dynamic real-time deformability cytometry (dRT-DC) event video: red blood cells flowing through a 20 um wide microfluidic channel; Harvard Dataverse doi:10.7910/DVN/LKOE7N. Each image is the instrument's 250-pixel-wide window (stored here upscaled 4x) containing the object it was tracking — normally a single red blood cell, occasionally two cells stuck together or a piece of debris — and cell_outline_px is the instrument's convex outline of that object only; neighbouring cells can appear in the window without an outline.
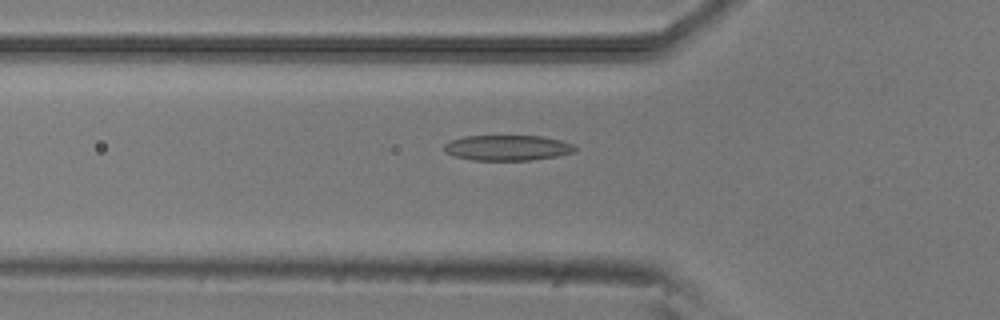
{"species": "common noctule bat (a hibernating species)", "species_latin": "Nyctalus noctula", "temperature_condition": "room temperature", "stored_images_in_passage": 53, "camera_frame_rate_fps": 3000, "um_per_image_px": 0.085, "animal": {"sex": "male", "body_mass_g": 20.5, "forearm_length_mm": 52.5}, "frame": {"image": 1, "passage_image": 18, "time_ms": 5.667, "image_size_px": [1000, 320], "cell_outline_px": [[576, 152], [556, 156], [532, 160], [472, 160], [452, 156], [444, 148], [444, 144], [452, 140], [464, 136], [540, 136], [560, 140], [572, 144], [576, 148]], "centroid_in_image_um": [43.14, 12.57], "position_along_channel_um": 82.7, "area_um2": 19.31}}
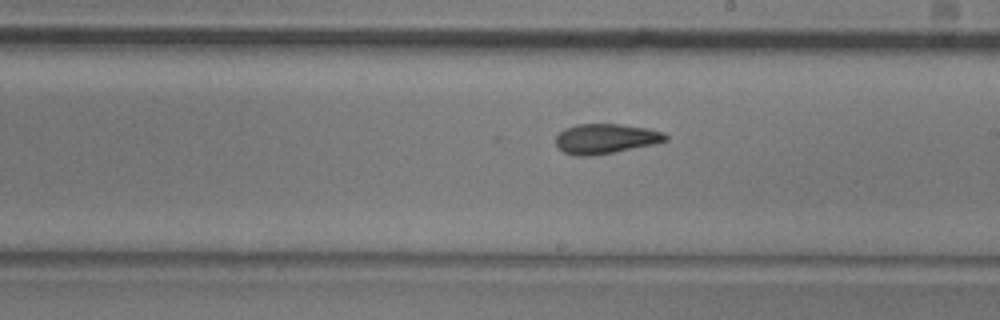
{"frame": {"image": 2, "passage_image": 30, "time_ms": 9.667, "image_size_px": [1000, 320], "cell_outline_px": [[668, 140], [656, 144], [612, 152], [588, 156], [576, 156], [564, 152], [556, 144], [556, 136], [564, 128], [576, 124], [620, 124], [648, 128], [664, 132], [668, 136]], "centroid_in_image_um": [51.5, 11.78], "position_along_channel_um": 237.5, "area_um2": 19.13}}
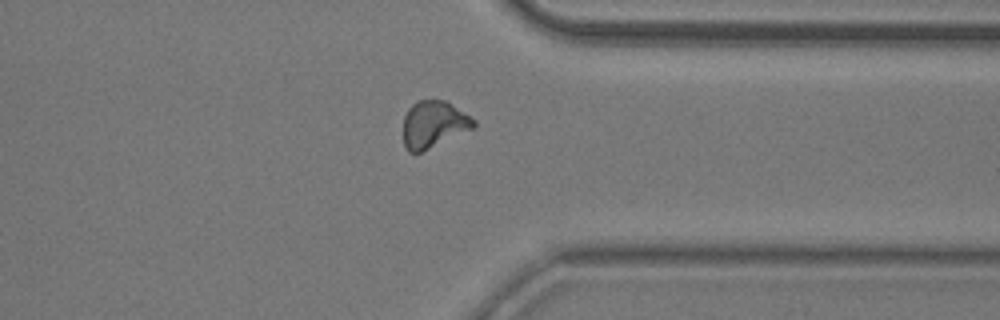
{"frame": {"image": 3, "passage_image": 41, "time_ms": 13.333, "image_size_px": [1000, 320], "cell_outline_px": [[476, 124], [472, 128], [420, 152], [408, 152], [404, 144], [404, 116], [408, 108], [416, 100], [444, 100], [476, 120]], "centroid_in_image_um": [36.82, 10.54], "position_along_channel_um": 374.6, "area_um2": 18.79}, "authors_computed_cell_mechanics": {"area_um2": 19.1318, "velocity_mm_per_s": 3.8421, "shape_relaxation_time_tau1_ms": 7.5897, "shape_relaxation_time_tau2_ms": 2.9115, "deformation_change_tau1": 0.1895, "deformation_change_tau2": 0.1009}}